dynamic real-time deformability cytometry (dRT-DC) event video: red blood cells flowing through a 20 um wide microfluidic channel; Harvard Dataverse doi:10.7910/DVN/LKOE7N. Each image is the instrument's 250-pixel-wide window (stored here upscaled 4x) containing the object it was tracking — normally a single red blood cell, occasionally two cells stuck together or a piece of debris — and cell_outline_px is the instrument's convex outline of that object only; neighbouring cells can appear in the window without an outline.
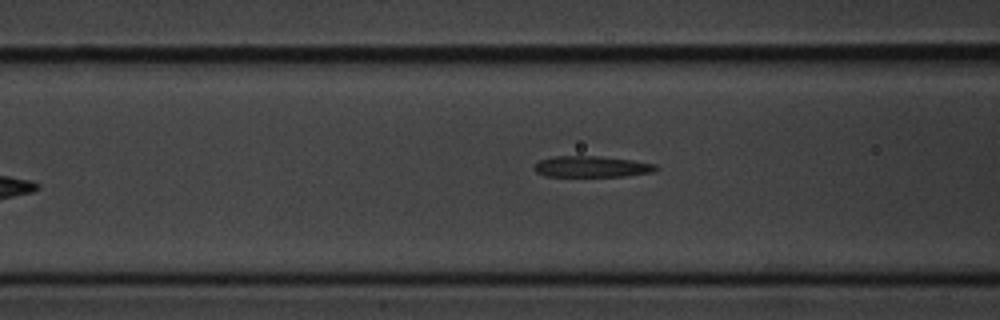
{"species": "common noctule bat (a hibernating species)", "species_latin": "Nyctalus noctula", "temperature_condition": "cold", "stored_images_in_passage": 6, "camera_frame_rate_fps": 3000, "um_per_image_px": 0.085, "animal": {"sex": "male", "body_mass_g": 20.1, "forearm_length_mm": 53.5}, "frame": {"image": 1, "passage_image": 6, "time_ms": 1.667, "image_size_px": [1000, 320], "cell_outline_px": [[660, 168], [652, 172], [624, 176], [544, 176], [536, 172], [532, 168], [540, 160], [552, 156], [600, 156], [632, 160], [656, 164]], "centroid_in_image_um": [50.28, 14.16], "position_along_channel_um": 116.3, "area_um2": 15.03}}